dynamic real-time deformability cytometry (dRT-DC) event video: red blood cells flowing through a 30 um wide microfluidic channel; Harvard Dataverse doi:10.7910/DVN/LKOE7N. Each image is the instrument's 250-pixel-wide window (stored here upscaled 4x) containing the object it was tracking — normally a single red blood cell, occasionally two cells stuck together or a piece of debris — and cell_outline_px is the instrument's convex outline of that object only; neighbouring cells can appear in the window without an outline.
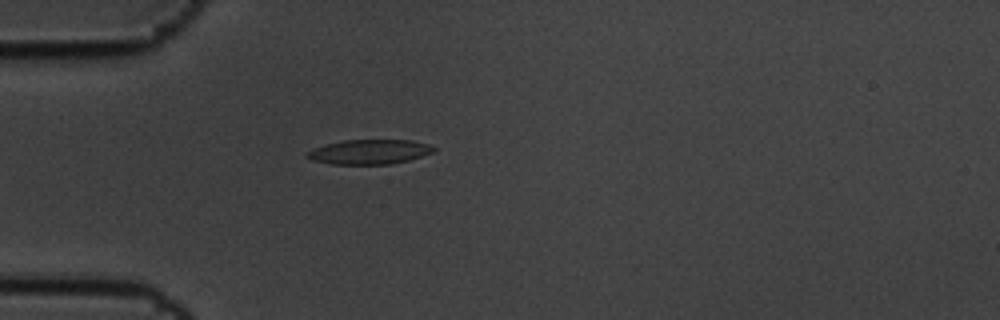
{"species": "common noctule bat (a hibernating species)", "species_latin": "Nyctalus noctula", "temperature_condition": "cold", "stored_images_in_passage": 5, "camera_frame_rate_fps": 3000, "um_per_image_px": 0.085, "animal": {"sex": "male", "body_mass_g": 19.5, "forearm_length_mm": 54.6}, "frame": {"image": 1, "passage_image": 5, "time_ms": 1.333, "image_size_px": [1000, 320], "cell_outline_px": [[436, 148], [432, 152], [408, 160], [392, 164], [332, 164], [312, 160], [304, 156], [304, 152], [312, 148], [324, 144], [344, 140], [412, 140], [428, 144]], "centroid_in_image_um": [31.32, 12.9], "position_along_channel_um": 53.7, "area_um2": 18.26}}